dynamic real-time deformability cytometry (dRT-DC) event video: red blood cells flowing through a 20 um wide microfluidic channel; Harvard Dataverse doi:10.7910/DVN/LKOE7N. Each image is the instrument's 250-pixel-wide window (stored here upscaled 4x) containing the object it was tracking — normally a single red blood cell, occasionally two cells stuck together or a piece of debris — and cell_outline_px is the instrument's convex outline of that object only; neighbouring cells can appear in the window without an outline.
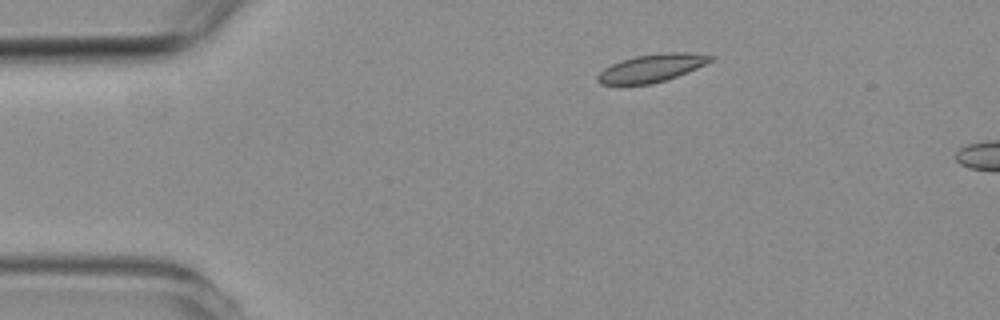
{"species": "common noctule bat (a hibernating species)", "species_latin": "Nyctalus noctula", "temperature_condition": "room temperature", "stored_images_in_passage": 4, "camera_frame_rate_fps": 3000, "um_per_image_px": 0.085, "animal": {"sex": "female", "body_mass_g": 19.3, "forearm_length_mm": 54.1}, "frame": {"image": 1, "passage_image": 2, "time_ms": 2.0, "image_size_px": [1000, 320], "cell_outline_px": [[716, 56], [712, 60], [688, 72], [652, 84], [600, 84], [596, 80], [596, 76], [604, 68], [620, 60], [636, 56], [668, 52], [688, 52]], "centroid_in_image_um": [55.38, 5.78], "position_along_channel_um": 29.6, "area_um2": 18.15}}